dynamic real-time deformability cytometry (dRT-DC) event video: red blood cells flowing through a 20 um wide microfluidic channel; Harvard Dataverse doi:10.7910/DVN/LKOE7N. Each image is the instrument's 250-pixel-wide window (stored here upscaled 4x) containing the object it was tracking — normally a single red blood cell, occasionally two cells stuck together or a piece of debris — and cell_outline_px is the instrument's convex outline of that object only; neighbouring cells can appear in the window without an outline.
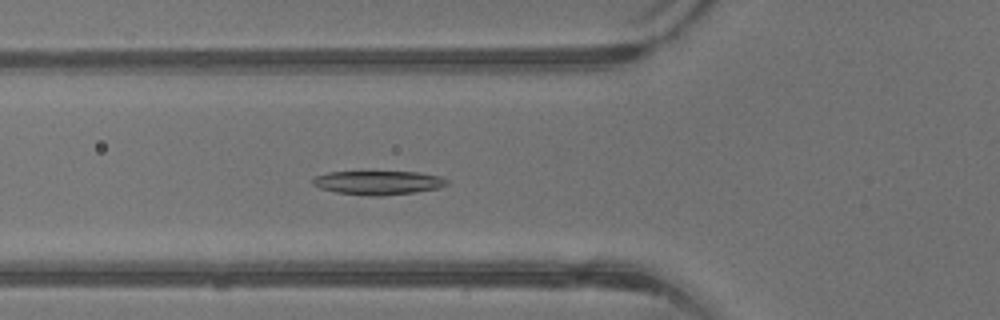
{"species": "common noctule bat (a hibernating species)", "species_latin": "Nyctalus noctula", "temperature_condition": "warm", "stored_images_in_passage": 42, "camera_frame_rate_fps": 3000, "um_per_image_px": 0.085, "animal": {"sex": "male", "body_mass_g": 13.3}, "frame": {"image": 1, "passage_image": 16, "time_ms": 5.0, "image_size_px": [1000, 320], "cell_outline_px": [[448, 184], [440, 188], [384, 196], [372, 196], [336, 192], [320, 188], [312, 184], [312, 176], [328, 172], [420, 172], [440, 176], [448, 180]], "centroid_in_image_um": [32.13, 15.52], "position_along_channel_um": 93.7, "area_um2": 18.73}}
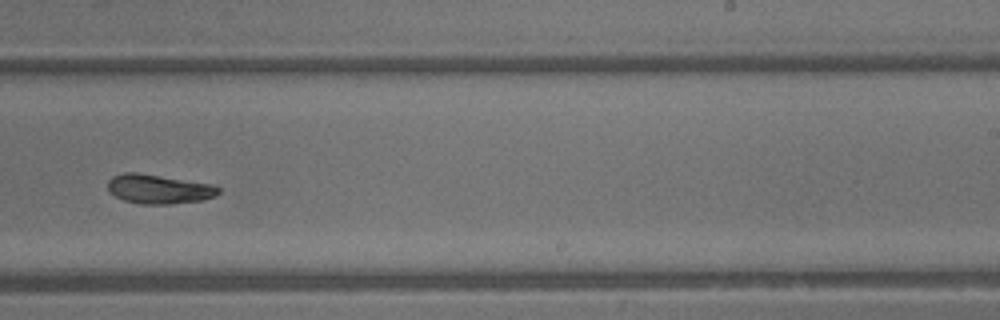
{"frame": {"image": 2, "passage_image": 27, "time_ms": 8.667, "image_size_px": [1000, 320], "cell_outline_px": [[220, 192], [216, 196], [204, 200], [168, 204], [140, 204], [124, 200], [108, 192], [108, 180], [112, 176], [124, 172], [136, 172], [212, 184], [220, 188]], "centroid_in_image_um": [13.49, 16.07], "position_along_channel_um": 275.5, "area_um2": 18.96}}
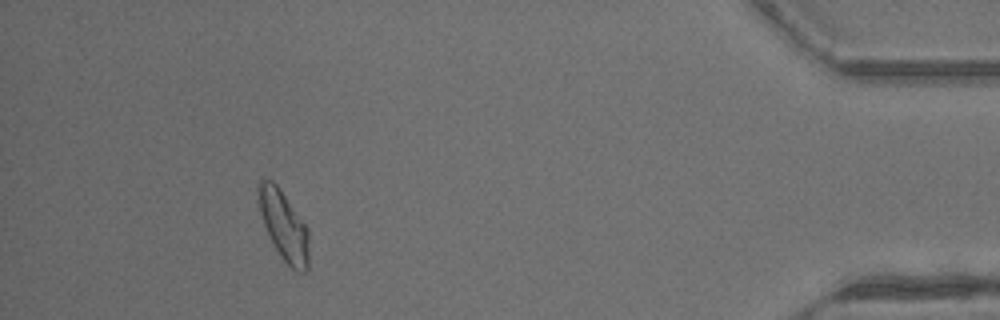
{"frame": {"image": 3, "passage_image": 39, "time_ms": 12.667, "image_size_px": [1000, 320], "cell_outline_px": [[308, 268], [304, 272], [296, 272], [280, 256], [264, 224], [260, 212], [256, 188], [256, 184], [260, 180], [272, 180], [276, 184], [308, 228]], "centroid_in_image_um": [24.11, 19.16], "position_along_channel_um": 411.1, "area_um2": 20.11}, "authors_computed_cell_mechanics": {"area_um2": 19.4786, "velocity_mm_per_s": 4.9599, "shape_relaxation_time_tau1_ms": 3.5829, "shape_relaxation_time_tau2_ms": null, "deformation_change_tau1": 0.1617, "deformation_change_tau2": null}}